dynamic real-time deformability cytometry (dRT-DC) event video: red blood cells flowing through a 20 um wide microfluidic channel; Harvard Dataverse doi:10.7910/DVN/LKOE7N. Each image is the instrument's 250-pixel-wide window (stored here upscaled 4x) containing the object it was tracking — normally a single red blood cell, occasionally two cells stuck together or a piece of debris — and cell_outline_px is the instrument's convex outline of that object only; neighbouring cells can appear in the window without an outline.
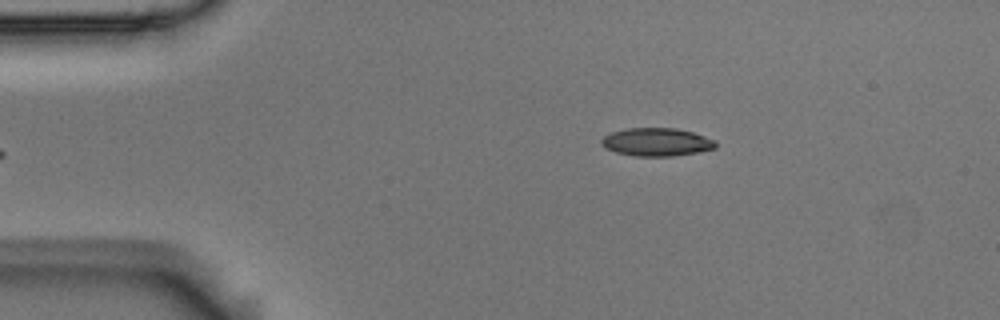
{"species": "Egyptian fruit bat (a non-hibernating species)", "species_latin": "Rousettus aegyptiacus", "temperature_condition": "room temperature", "stored_images_in_passage": 3, "camera_frame_rate_fps": 3000, "um_per_image_px": 0.085, "animal": {"sex": "male"}, "frame": {"image": 1, "passage_image": 3, "time_ms": 0.667, "image_size_px": [1000, 320], "cell_outline_px": [[716, 148], [696, 152], [672, 156], [636, 156], [616, 152], [600, 144], [600, 140], [604, 136], [612, 132], [624, 128], [676, 128], [692, 132], [716, 140]], "centroid_in_image_um": [55.8, 12.06], "position_along_channel_um": 29.2, "area_um2": 18.61}}